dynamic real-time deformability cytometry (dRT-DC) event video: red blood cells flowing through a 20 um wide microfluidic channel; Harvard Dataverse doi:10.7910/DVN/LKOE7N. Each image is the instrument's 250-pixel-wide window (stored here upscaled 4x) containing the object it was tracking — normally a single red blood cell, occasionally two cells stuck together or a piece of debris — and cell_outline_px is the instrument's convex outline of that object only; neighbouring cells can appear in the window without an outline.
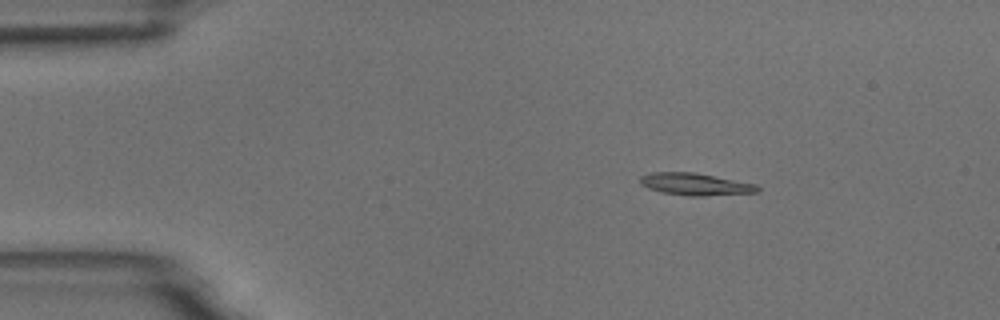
{"species": "common noctule bat (a hibernating species)", "species_latin": "Nyctalus noctula", "temperature_condition": "room temperature", "stored_images_in_passage": 5, "camera_frame_rate_fps": 3000, "um_per_image_px": 0.085, "animal": {"sex": "male", "body_mass_g": 18.8}, "frame": {"image": 1, "passage_image": 3, "time_ms": 2.333, "image_size_px": [1000, 320], "cell_outline_px": [[760, 192], [704, 196], [688, 196], [664, 192], [648, 188], [640, 184], [640, 176], [648, 172], [696, 172], [756, 184], [760, 188]], "centroid_in_image_um": [59.11, 15.65], "position_along_channel_um": 25.9, "area_um2": 15.26}}